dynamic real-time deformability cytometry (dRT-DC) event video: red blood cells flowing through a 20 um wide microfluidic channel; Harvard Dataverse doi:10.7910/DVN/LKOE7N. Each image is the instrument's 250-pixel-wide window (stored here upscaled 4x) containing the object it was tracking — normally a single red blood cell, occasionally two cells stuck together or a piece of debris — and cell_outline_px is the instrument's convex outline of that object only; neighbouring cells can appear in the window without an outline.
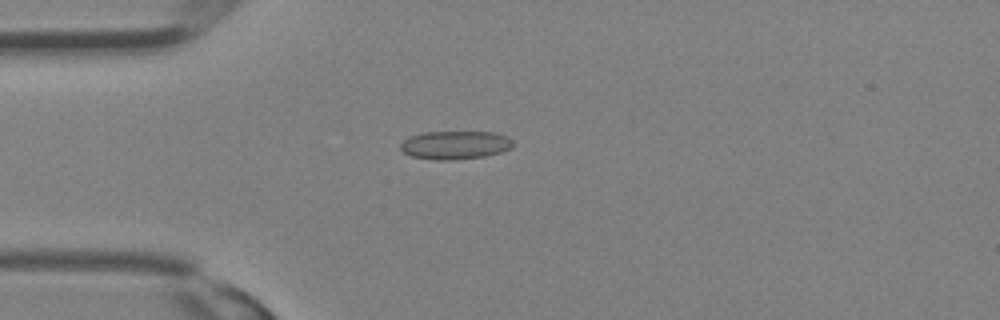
{"species": "Egyptian fruit bat (a non-hibernating species)", "species_latin": "Rousettus aegyptiacus", "temperature_condition": "room temperature", "stored_images_in_passage": 32, "camera_frame_rate_fps": 3000, "um_per_image_px": 0.085, "animal": {"sex": "female"}, "frame": {"image": 1, "passage_image": 8, "time_ms": 2.333, "image_size_px": [1000, 320], "cell_outline_px": [[512, 148], [500, 152], [484, 156], [452, 160], [432, 160], [412, 156], [404, 152], [400, 148], [400, 144], [404, 140], [412, 136], [424, 132], [496, 132], [508, 136], [512, 140]], "centroid_in_image_um": [38.7, 12.33], "position_along_channel_um": 46.3, "area_um2": 18.55}}
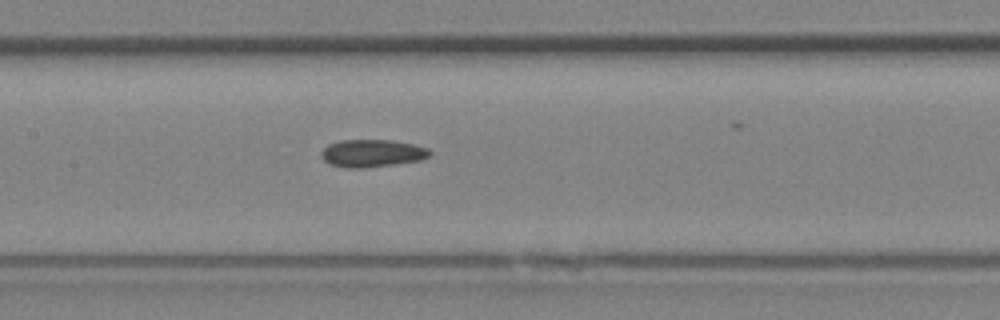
{"frame": {"image": 2, "passage_image": 15, "time_ms": 4.667, "image_size_px": [1000, 320], "cell_outline_px": [[432, 156], [420, 160], [392, 164], [360, 168], [348, 168], [332, 164], [324, 160], [320, 156], [320, 152], [328, 144], [340, 140], [392, 140], [412, 144], [428, 148], [432, 152]], "centroid_in_image_um": [31.63, 13.01], "position_along_channel_um": 175.8, "area_um2": 17.34}}
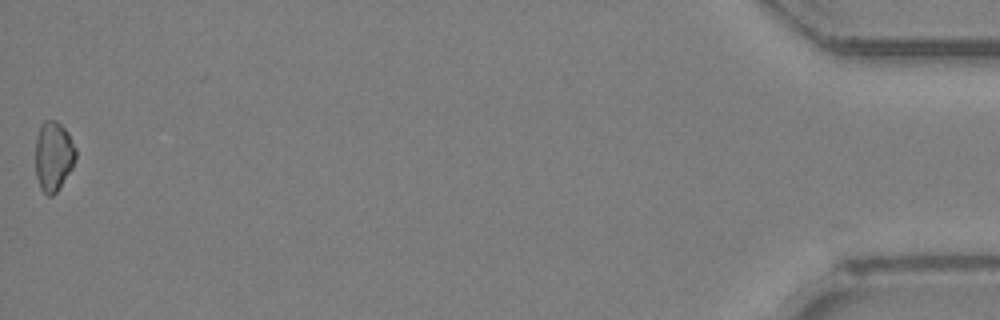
{"frame": {"image": 3, "passage_image": 32, "time_ms": 10.333, "image_size_px": [1000, 320], "cell_outline_px": [[76, 156], [72, 168], [60, 188], [52, 196], [48, 196], [40, 188], [36, 176], [36, 136], [44, 120], [56, 120], [68, 132], [76, 148]], "centroid_in_image_um": [4.55, 13.28], "position_along_channel_um": 430.6, "area_um2": 16.42}}